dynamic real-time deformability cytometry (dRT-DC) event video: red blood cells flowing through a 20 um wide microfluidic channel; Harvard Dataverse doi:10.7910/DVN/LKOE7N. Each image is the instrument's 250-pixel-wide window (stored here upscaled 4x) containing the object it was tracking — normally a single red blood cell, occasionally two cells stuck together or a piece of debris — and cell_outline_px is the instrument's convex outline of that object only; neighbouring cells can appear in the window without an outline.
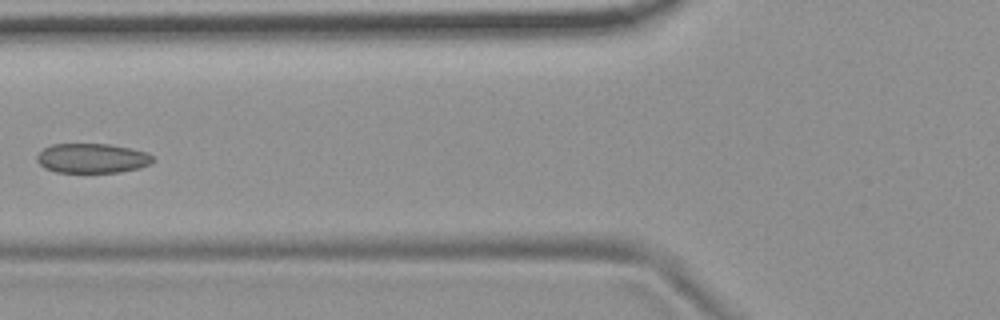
{"species": "common noctule bat (a hibernating species)", "species_latin": "Nyctalus noctula", "temperature_condition": "room temperature", "stored_images_in_passage": 6, "camera_frame_rate_fps": 3000, "um_per_image_px": 0.085, "animal": {"sex": "female", "body_mass_g": 19.9}, "frame": {"image": 1, "passage_image": 5, "time_ms": 1.333, "image_size_px": [1000, 320], "cell_outline_px": [[152, 160], [148, 164], [140, 168], [120, 172], [56, 172], [44, 168], [36, 160], [36, 156], [44, 148], [52, 144], [108, 144], [148, 152], [152, 156]], "centroid_in_image_um": [7.8, 13.45], "position_along_channel_um": 118.0, "area_um2": 19.88}}
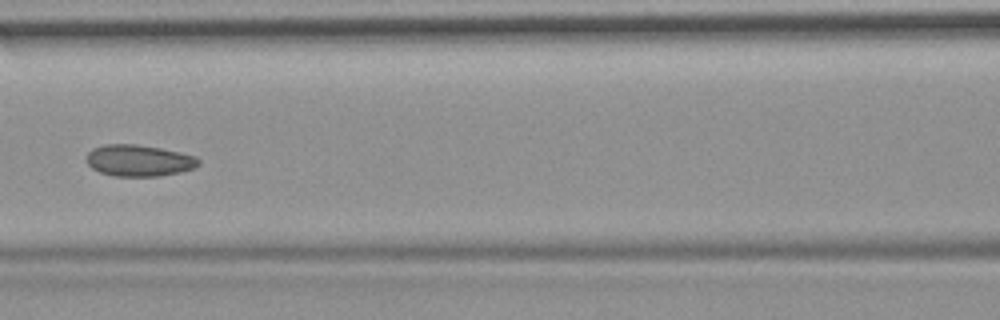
{"frame": {"image": 2, "passage_image": 6, "time_ms": 1.667, "image_size_px": [1000, 320], "cell_outline_px": [[200, 164], [196, 168], [180, 172], [160, 176], [112, 176], [100, 172], [92, 168], [88, 164], [88, 152], [92, 148], [104, 144], [136, 144], [160, 148], [180, 152], [196, 156], [200, 160]], "centroid_in_image_um": [11.84, 13.64], "position_along_channel_um": 154.8, "area_um2": 20.69}}